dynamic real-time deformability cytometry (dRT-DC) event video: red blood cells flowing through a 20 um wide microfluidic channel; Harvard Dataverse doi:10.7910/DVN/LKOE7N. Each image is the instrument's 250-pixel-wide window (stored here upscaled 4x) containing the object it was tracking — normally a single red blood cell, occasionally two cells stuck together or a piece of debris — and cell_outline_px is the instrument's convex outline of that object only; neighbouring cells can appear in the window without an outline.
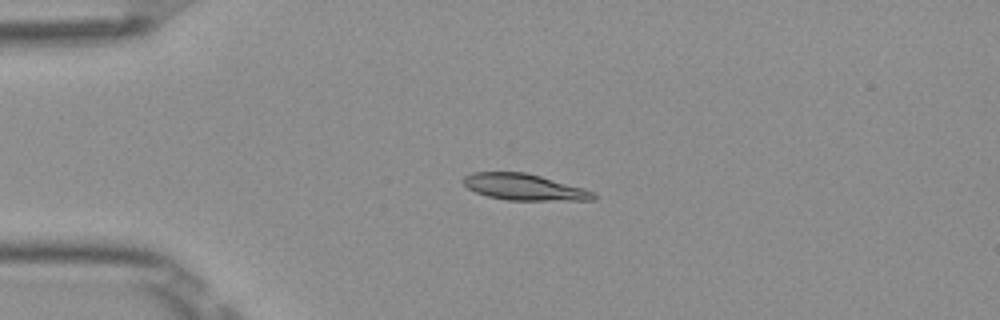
{"species": "Egyptian fruit bat (a non-hibernating species)", "species_latin": "Rousettus aegyptiacus", "temperature_condition": "room temperature", "stored_images_in_passage": 41, "camera_frame_rate_fps": 3000, "um_per_image_px": 0.085, "frame": {"image": 1, "passage_image": 2, "time_ms": 0.333, "image_size_px": [1000, 320], "cell_outline_px": [[596, 200], [504, 200], [488, 196], [476, 192], [468, 188], [460, 180], [464, 176], [472, 172], [524, 172], [540, 176], [584, 188], [596, 192]], "centroid_in_image_um": [44.55, 15.9], "position_along_channel_um": 40.5, "area_um2": 20.0}}
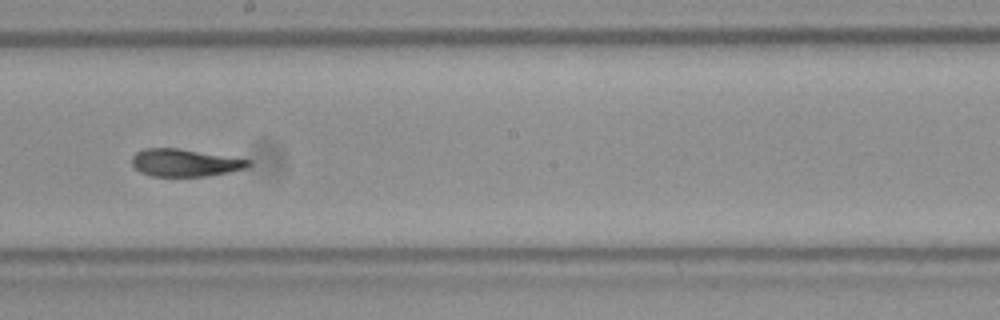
{"frame": {"image": 2, "passage_image": 19, "time_ms": 6.0, "image_size_px": [1000, 320], "cell_outline_px": [[252, 164], [244, 168], [228, 172], [204, 176], [152, 176], [140, 172], [132, 164], [132, 156], [136, 152], [144, 148], [180, 148], [252, 160]], "centroid_in_image_um": [15.7, 13.82], "position_along_channel_um": 232.5, "area_um2": 18.61}}
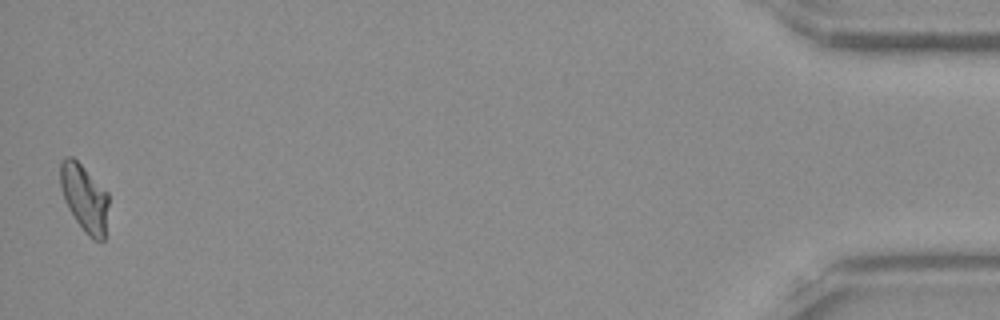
{"frame": {"image": 3, "passage_image": 41, "time_ms": 13.333, "image_size_px": [1000, 320], "cell_outline_px": [[108, 204], [104, 240], [92, 240], [84, 232], [68, 208], [64, 200], [60, 188], [60, 160], [64, 156], [72, 156], [108, 192]], "centroid_in_image_um": [7.15, 16.82], "position_along_channel_um": 428.0, "area_um2": 18.96}, "authors_computed_cell_mechanics": {"area_um2": 19.363, "velocity_mm_per_s": 3.9068, "shape_relaxation_time_tau1_ms": null, "shape_relaxation_time_tau2_ms": 3.7209, "deformation_change_tau1": null, "deformation_change_tau2": 0.0737}}